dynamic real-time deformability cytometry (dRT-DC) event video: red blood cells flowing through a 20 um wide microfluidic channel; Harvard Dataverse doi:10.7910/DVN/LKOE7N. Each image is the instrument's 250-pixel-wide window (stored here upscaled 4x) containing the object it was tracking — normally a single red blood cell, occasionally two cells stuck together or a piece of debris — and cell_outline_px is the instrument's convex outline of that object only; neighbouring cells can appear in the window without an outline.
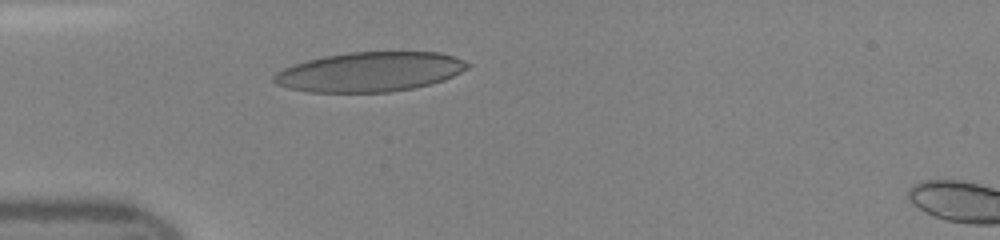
{"species": "human", "species_latin": "Homo sapiens", "temperature_condition": "room temperature", "stored_images_in_passage": 29, "camera_frame_rate_fps": 3000, "um_per_image_px": 0.085, "donor": {"sex": "female"}, "frame": {"image": 1, "passage_image": 1, "time_ms": 0.0, "image_size_px": [1000, 240], "cell_outline_px": [[472, 64], [468, 68], [444, 80], [412, 88], [388, 92], [308, 92], [288, 88], [276, 84], [272, 80], [272, 76], [276, 72], [284, 68], [308, 60], [324, 56], [348, 52], [440, 52], [464, 60]], "centroid_in_image_um": [31.42, 6.11], "position_along_channel_um": 53.6, "area_um2": 44.56}}
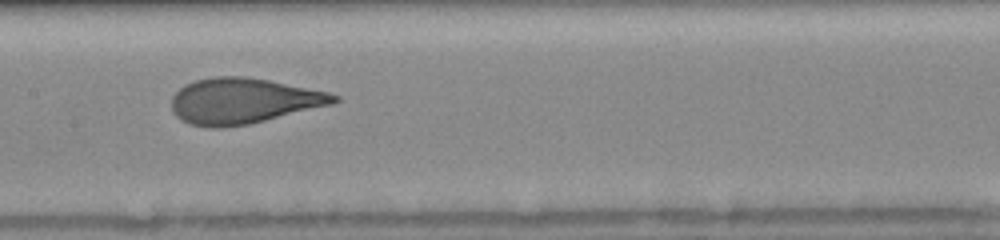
{"frame": {"image": 2, "passage_image": 11, "time_ms": 3.333, "image_size_px": [1000, 240], "cell_outline_px": [[340, 100], [332, 104], [248, 124], [220, 128], [212, 128], [192, 124], [180, 120], [172, 112], [172, 96], [184, 84], [196, 80], [212, 76], [244, 76], [268, 80], [328, 92], [340, 96]], "centroid_in_image_um": [20.64, 8.57], "position_along_channel_um": 186.8, "area_um2": 43.0}}
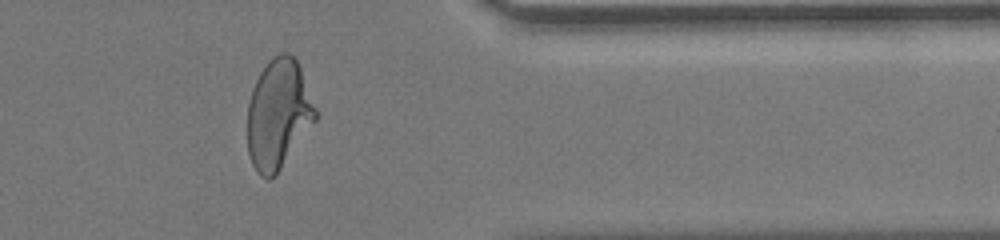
{"frame": {"image": 3, "passage_image": 26, "time_ms": 8.333, "image_size_px": [1000, 240], "cell_outline_px": [[316, 120], [276, 176], [268, 180], [260, 176], [256, 172], [252, 164], [248, 152], [248, 104], [252, 88], [260, 72], [268, 60], [272, 56], [280, 52], [288, 52], [296, 60], [300, 68], [316, 108]], "centroid_in_image_um": [23.64, 9.72], "position_along_channel_um": 387.8, "area_um2": 43.52}}